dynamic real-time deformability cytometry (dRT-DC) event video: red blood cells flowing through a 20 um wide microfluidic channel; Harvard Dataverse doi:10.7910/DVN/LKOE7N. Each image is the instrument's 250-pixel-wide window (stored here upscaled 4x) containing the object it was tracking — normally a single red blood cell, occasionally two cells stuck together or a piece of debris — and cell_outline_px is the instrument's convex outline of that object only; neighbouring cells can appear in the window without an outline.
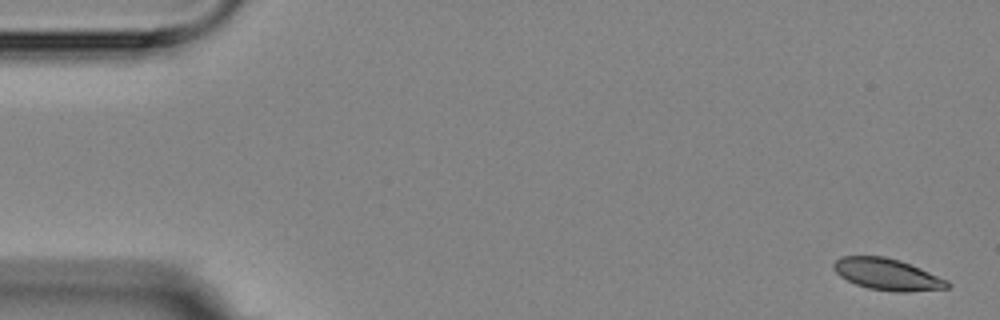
{"species": "Egyptian fruit bat (a non-hibernating species)", "species_latin": "Rousettus aegyptiacus", "temperature_condition": "room temperature", "stored_images_in_passage": 4, "camera_frame_rate_fps": 3000, "um_per_image_px": 0.085, "animal": {"sex": "female"}, "frame": {"image": 1, "passage_image": 1, "time_ms": 0.0, "image_size_px": [1000, 320], "cell_outline_px": [[952, 284], [948, 288], [908, 292], [896, 292], [868, 288], [856, 284], [840, 276], [832, 268], [832, 264], [840, 256], [884, 256], [900, 260], [920, 268], [948, 280]], "centroid_in_image_um": [75.42, 23.32], "position_along_channel_um": 9.6, "area_um2": 20.98}}